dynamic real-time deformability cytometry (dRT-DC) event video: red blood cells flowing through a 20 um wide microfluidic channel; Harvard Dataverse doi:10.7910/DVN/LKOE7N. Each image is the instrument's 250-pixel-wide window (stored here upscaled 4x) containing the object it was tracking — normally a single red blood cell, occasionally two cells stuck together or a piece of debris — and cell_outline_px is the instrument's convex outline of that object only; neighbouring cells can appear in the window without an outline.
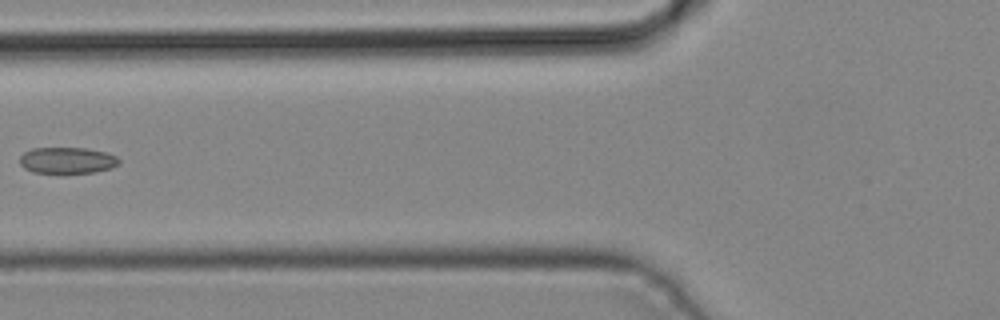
{"species": "common noctule bat (a hibernating species)", "species_latin": "Nyctalus noctula", "temperature_condition": "cold", "stored_images_in_passage": 5, "camera_frame_rate_fps": 3000, "um_per_image_px": 0.085, "animal": {"sex": "male", "body_mass_g": 19.2, "forearm_length_mm": 51.8}, "frame": {"image": 1, "passage_image": 5, "time_ms": 1.333, "image_size_px": [1000, 320], "cell_outline_px": [[120, 164], [112, 168], [96, 172], [32, 172], [24, 168], [20, 164], [20, 156], [24, 152], [32, 148], [88, 148], [108, 152], [116, 156], [120, 160]], "centroid_in_image_um": [5.75, 13.61], "position_along_channel_um": 120.0, "area_um2": 15.26}}